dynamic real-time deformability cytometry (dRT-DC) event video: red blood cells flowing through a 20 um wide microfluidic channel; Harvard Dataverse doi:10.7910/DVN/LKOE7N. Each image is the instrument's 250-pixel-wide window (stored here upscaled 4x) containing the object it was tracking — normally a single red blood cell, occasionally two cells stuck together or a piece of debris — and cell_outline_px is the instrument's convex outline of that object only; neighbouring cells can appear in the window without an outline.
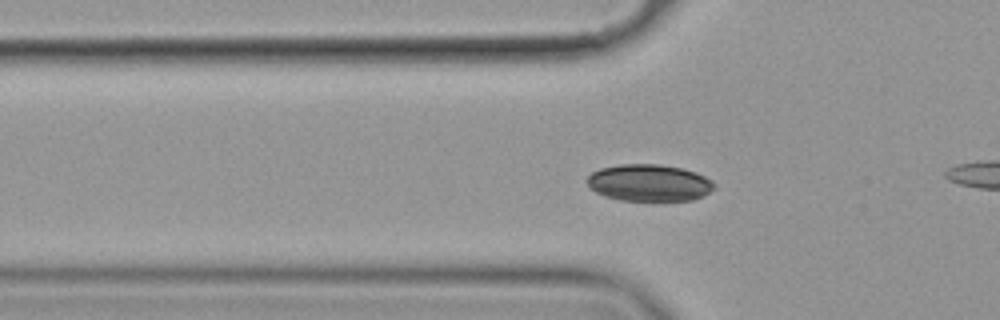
{"species": "common noctule bat (a hibernating species)", "species_latin": "Nyctalus noctula", "temperature_condition": "cold", "stored_images_in_passage": 12, "camera_frame_rate_fps": 3000, "um_per_image_px": 0.085, "animal": {"sex": "female", "body_mass_g": 19.9}, "frame": {"image": 1, "passage_image": 10, "time_ms": 3.0, "image_size_px": [1000, 320], "cell_outline_px": [[716, 188], [704, 196], [692, 200], [664, 204], [620, 200], [604, 196], [588, 188], [588, 176], [592, 172], [600, 168], [620, 164], [660, 164], [680, 168], [696, 172], [712, 180], [716, 184]], "centroid_in_image_um": [55.22, 15.59], "position_along_channel_um": 70.6, "area_um2": 28.5}}